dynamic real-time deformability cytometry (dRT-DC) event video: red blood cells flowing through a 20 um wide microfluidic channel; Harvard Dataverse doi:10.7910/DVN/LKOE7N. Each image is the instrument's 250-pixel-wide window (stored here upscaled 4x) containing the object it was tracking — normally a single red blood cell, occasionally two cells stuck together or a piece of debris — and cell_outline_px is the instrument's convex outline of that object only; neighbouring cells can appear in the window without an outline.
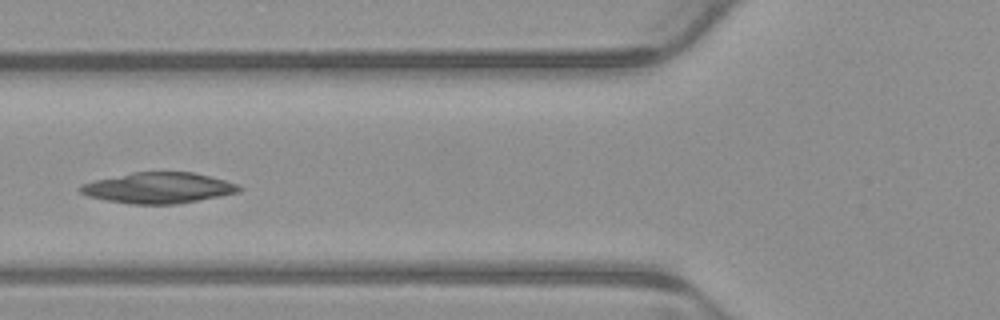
{"species": "common noctule bat (a hibernating species)", "species_latin": "Nyctalus noctula", "temperature_condition": "warm", "stored_images_in_passage": 5, "camera_frame_rate_fps": 3000, "um_per_image_px": 0.085, "animal": {"sex": "male", "body_mass_g": 23.1, "forearm_length_mm": 52.7}, "frame": {"image": 1, "passage_image": 5, "time_ms": 1.333, "image_size_px": [1000, 320], "cell_outline_px": [[244, 188], [240, 192], [220, 196], [176, 204], [132, 204], [108, 200], [88, 196], [80, 192], [76, 188], [80, 184], [96, 180], [132, 172], [192, 172], [240, 184]], "centroid_in_image_um": [13.48, 15.97], "position_along_channel_um": 112.3, "area_um2": 28.44}}